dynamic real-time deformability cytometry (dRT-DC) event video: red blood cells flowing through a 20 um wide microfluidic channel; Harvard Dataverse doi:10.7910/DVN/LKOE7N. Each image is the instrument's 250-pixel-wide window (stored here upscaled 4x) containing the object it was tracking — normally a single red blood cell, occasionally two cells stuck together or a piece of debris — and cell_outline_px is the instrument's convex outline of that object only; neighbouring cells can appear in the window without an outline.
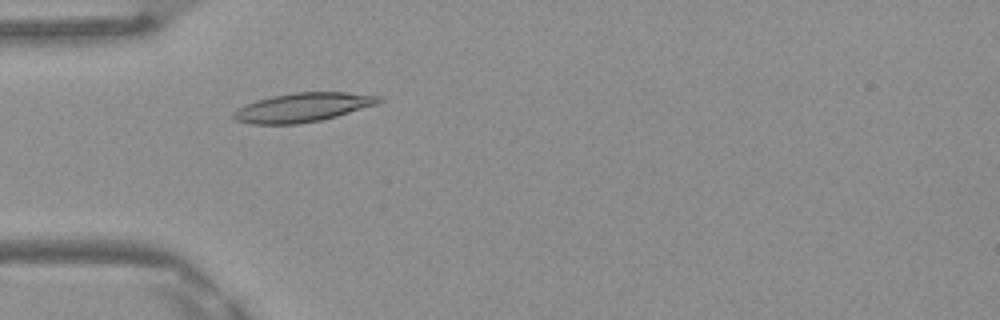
{"species": "Egyptian fruit bat (a non-hibernating species)", "species_latin": "Rousettus aegyptiacus", "temperature_condition": "warm", "stored_images_in_passage": 46, "camera_frame_rate_fps": 3000, "um_per_image_px": 0.085, "frame": {"image": 1, "passage_image": 12, "time_ms": 3.667, "image_size_px": [1000, 320], "cell_outline_px": [[384, 100], [376, 104], [336, 116], [320, 120], [296, 124], [252, 124], [236, 120], [232, 116], [232, 112], [244, 104], [256, 100], [272, 96], [296, 92], [348, 92], [384, 96]], "centroid_in_image_um": [25.73, 9.12], "position_along_channel_um": 59.3, "area_um2": 24.57}}
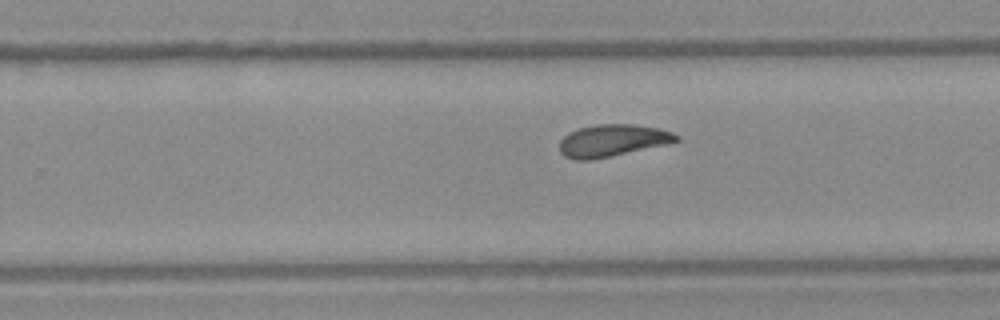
{"frame": {"image": 2, "passage_image": 28, "time_ms": 9.0, "image_size_px": [1000, 320], "cell_outline_px": [[680, 140], [668, 144], [612, 156], [592, 160], [572, 160], [564, 156], [560, 152], [560, 140], [568, 132], [576, 128], [596, 124], [632, 124], [660, 128], [672, 132], [680, 136]], "centroid_in_image_um": [52.05, 11.94], "position_along_channel_um": 277.8, "area_um2": 22.2}}
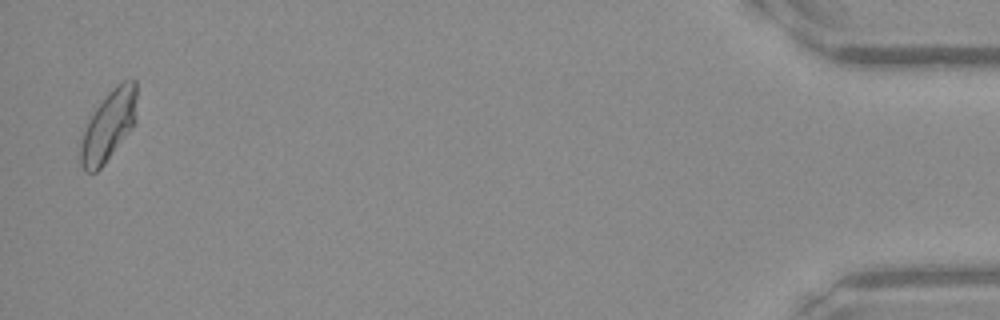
{"frame": {"image": 3, "passage_image": 45, "time_ms": 14.667, "image_size_px": [1000, 320], "cell_outline_px": [[136, 120], [132, 128], [104, 164], [96, 172], [88, 172], [80, 164], [80, 144], [84, 128], [88, 120], [96, 108], [108, 92], [116, 84], [132, 76], [136, 80]], "centroid_in_image_um": [9.24, 10.64], "position_along_channel_um": 426.0, "area_um2": 23.12}, "authors_computed_cell_mechanics": {"area_um2": 22.1374, "velocity_mm_per_s": 4.1543, "shape_relaxation_time_tau1_ms": 4.0444, "shape_relaxation_time_tau2_ms": 1.7964, "deformation_change_tau1": 0.1621, "deformation_change_tau2": 0.0844}}